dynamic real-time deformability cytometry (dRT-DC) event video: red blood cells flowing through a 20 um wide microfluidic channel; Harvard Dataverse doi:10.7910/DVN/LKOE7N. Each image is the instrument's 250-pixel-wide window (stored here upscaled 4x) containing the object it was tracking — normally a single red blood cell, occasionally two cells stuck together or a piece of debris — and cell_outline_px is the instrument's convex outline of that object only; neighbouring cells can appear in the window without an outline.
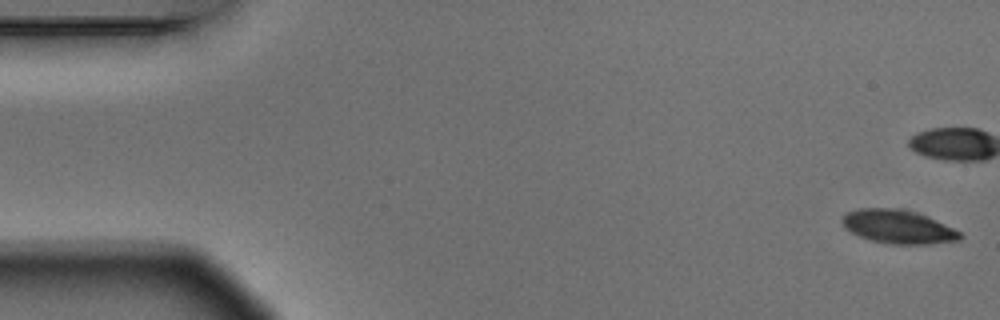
{"species": "Egyptian fruit bat (a non-hibernating species)", "species_latin": "Rousettus aegyptiacus", "temperature_condition": "warm", "stored_images_in_passage": 5, "camera_frame_rate_fps": 3000, "um_per_image_px": 0.085, "animal": {"sex": "male"}, "frame": {"image": 1, "passage_image": 1, "time_ms": 0.0, "image_size_px": [1000, 320], "cell_outline_px": [[964, 236], [960, 240], [932, 244], [888, 244], [872, 240], [860, 236], [844, 228], [840, 220], [848, 212], [860, 208], [892, 208], [912, 212], [936, 220], [960, 232]], "centroid_in_image_um": [76.33, 19.29], "position_along_channel_um": 8.7, "area_um2": 22.77}}
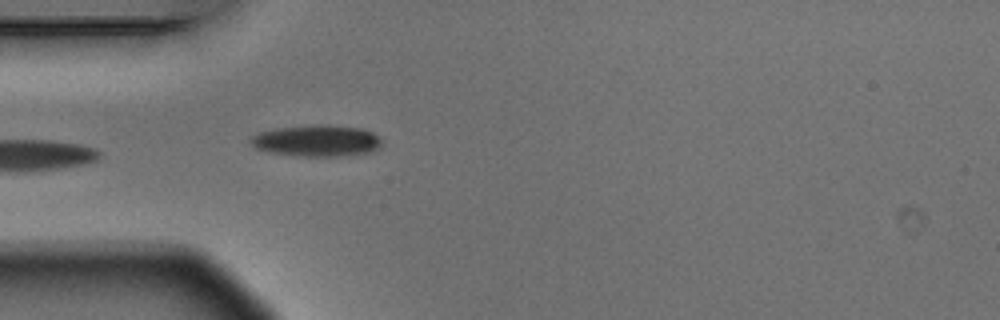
{"frame": {"image": 2, "passage_image": 5, "time_ms": 1.333, "image_size_px": [1000, 320], "cell_outline_px": [[384, 140], [380, 148], [368, 152], [340, 156], [300, 156], [272, 152], [256, 148], [248, 140], [252, 136], [260, 132], [276, 128], [324, 124], [328, 124], [364, 128], [380, 136]], "centroid_in_image_um": [26.99, 11.95], "position_along_channel_um": 58.0, "area_um2": 24.16}}